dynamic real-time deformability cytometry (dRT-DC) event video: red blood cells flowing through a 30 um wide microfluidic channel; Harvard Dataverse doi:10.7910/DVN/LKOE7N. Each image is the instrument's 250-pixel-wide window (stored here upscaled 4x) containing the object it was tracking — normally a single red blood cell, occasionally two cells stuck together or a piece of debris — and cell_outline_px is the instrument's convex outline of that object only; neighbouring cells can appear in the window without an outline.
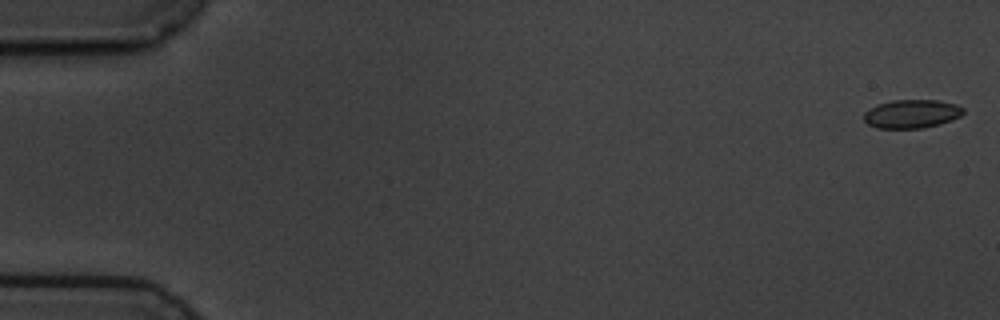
{"species": "common noctule bat (a hibernating species)", "species_latin": "Nyctalus noctula", "temperature_condition": "cold", "stored_images_in_passage": 5, "camera_frame_rate_fps": 3000, "um_per_image_px": 0.085, "animal": {"sex": "male", "body_mass_g": 19.5, "forearm_length_mm": 54.6}, "frame": {"image": 1, "passage_image": 1, "time_ms": 0.0, "image_size_px": [1000, 320], "cell_outline_px": [[964, 112], [960, 116], [952, 120], [940, 124], [924, 128], [876, 128], [868, 124], [864, 120], [864, 112], [876, 104], [892, 100], [936, 100], [956, 104], [964, 108]], "centroid_in_image_um": [77.49, 9.68], "position_along_channel_um": 7.5, "area_um2": 16.65}}
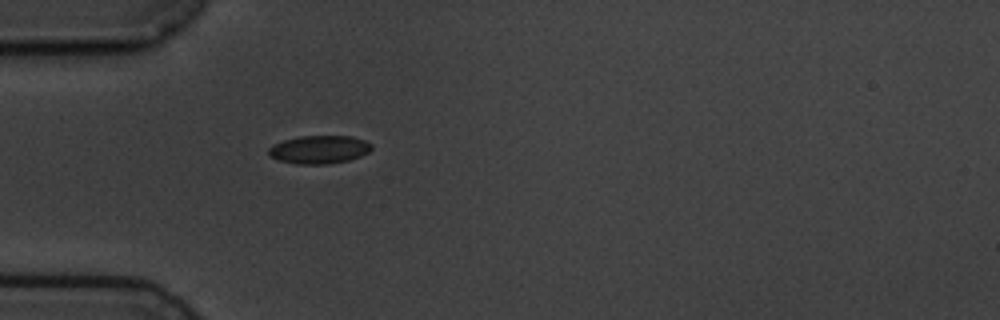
{"frame": {"image": 2, "passage_image": 5, "time_ms": 5.333, "image_size_px": [1000, 320], "cell_outline_px": [[372, 148], [368, 152], [360, 156], [348, 160], [328, 164], [296, 164], [276, 160], [268, 156], [268, 148], [272, 144], [284, 140], [300, 136], [352, 136], [364, 140], [372, 144]], "centroid_in_image_um": [27.09, 12.71], "position_along_channel_um": 57.9, "area_um2": 17.05}}